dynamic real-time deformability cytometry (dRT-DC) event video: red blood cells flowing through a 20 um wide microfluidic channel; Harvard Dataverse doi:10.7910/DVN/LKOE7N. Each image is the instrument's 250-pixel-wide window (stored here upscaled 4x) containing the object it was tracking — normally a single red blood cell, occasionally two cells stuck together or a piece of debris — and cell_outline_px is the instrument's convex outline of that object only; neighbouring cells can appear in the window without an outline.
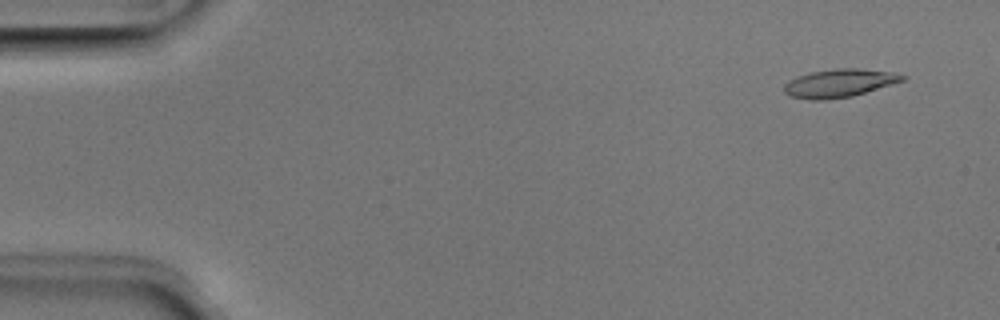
{"species": "Egyptian fruit bat (a non-hibernating species)", "species_latin": "Rousettus aegyptiacus", "temperature_condition": "room temperature", "stored_images_in_passage": 51, "camera_frame_rate_fps": 3000, "um_per_image_px": 0.085, "animal": {"sex": "male"}, "frame": {"image": 1, "passage_image": 4, "time_ms": 1.0, "image_size_px": [1000, 320], "cell_outline_px": [[908, 76], [904, 80], [892, 84], [852, 96], [824, 100], [808, 100], [792, 96], [784, 92], [784, 84], [796, 76], [808, 72], [836, 68], [860, 68], [896, 72]], "centroid_in_image_um": [71.35, 7.05], "position_along_channel_um": 13.6, "area_um2": 19.59}}
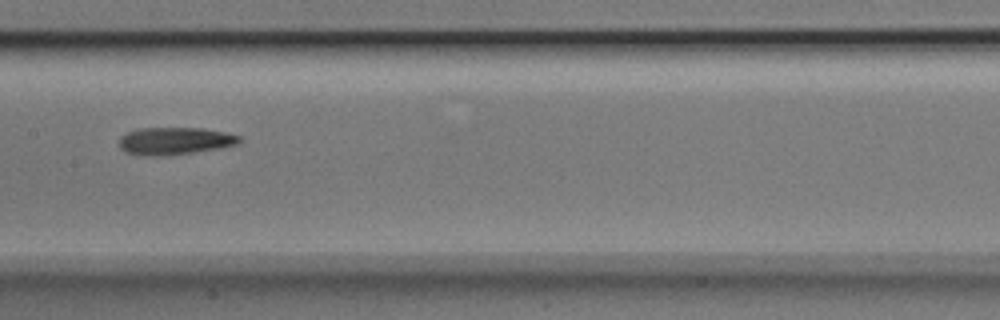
{"frame": {"image": 2, "passage_image": 26, "time_ms": 8.333, "image_size_px": [1000, 320], "cell_outline_px": [[244, 140], [240, 144], [220, 148], [192, 152], [156, 156], [152, 156], [124, 152], [120, 148], [120, 136], [136, 128], [204, 128], [224, 132], [240, 136]], "centroid_in_image_um": [14.89, 11.97], "position_along_channel_um": 192.5, "area_um2": 19.19}}
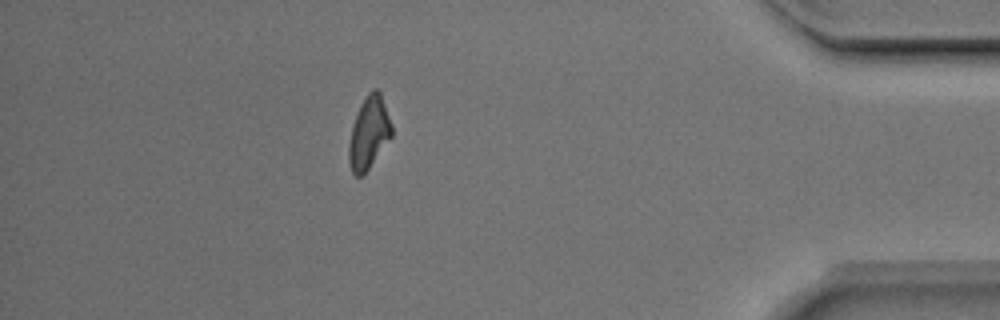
{"frame": {"image": 3, "passage_image": 45, "time_ms": 14.667, "image_size_px": [1000, 320], "cell_outline_px": [[392, 136], [368, 168], [360, 176], [356, 176], [352, 172], [348, 160], [348, 144], [352, 128], [360, 104], [368, 92], [372, 88], [376, 88], [380, 92], [392, 124]], "centroid_in_image_um": [31.35, 11.26], "position_along_channel_um": 403.8, "area_um2": 17.8}, "authors_computed_cell_mechanics": {"area_um2": 18.6694, "velocity_mm_per_s": 4.0239, "shape_relaxation_time_tau1_ms": 3.7552, "shape_relaxation_time_tau2_ms": 7.5585, "deformation_change_tau1": 0.1823, "deformation_change_tau2": 0.1958}}